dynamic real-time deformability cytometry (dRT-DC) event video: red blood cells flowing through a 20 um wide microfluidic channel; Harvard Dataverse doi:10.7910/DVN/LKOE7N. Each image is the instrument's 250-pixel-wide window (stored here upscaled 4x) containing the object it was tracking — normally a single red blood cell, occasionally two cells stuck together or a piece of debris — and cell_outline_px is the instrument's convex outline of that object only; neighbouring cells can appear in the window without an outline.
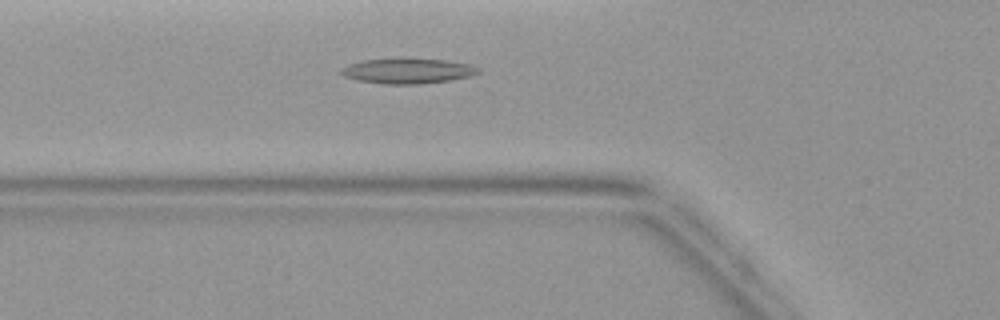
{"species": "common noctule bat (a hibernating species)", "species_latin": "Nyctalus noctula", "temperature_condition": "warm", "stored_images_in_passage": 3, "camera_frame_rate_fps": 3000, "um_per_image_px": 0.085, "animal": {"sex": "female", "body_mass_g": 19.9}, "frame": {"image": 1, "passage_image": 3, "time_ms": 2.667, "image_size_px": [1000, 320], "cell_outline_px": [[480, 72], [472, 76], [448, 80], [420, 84], [384, 84], [360, 80], [344, 76], [340, 72], [340, 68], [348, 64], [364, 60], [400, 56], [404, 56], [444, 60], [468, 64], [480, 68]], "centroid_in_image_um": [34.64, 5.99], "position_along_channel_um": 91.2, "area_um2": 20.69}}